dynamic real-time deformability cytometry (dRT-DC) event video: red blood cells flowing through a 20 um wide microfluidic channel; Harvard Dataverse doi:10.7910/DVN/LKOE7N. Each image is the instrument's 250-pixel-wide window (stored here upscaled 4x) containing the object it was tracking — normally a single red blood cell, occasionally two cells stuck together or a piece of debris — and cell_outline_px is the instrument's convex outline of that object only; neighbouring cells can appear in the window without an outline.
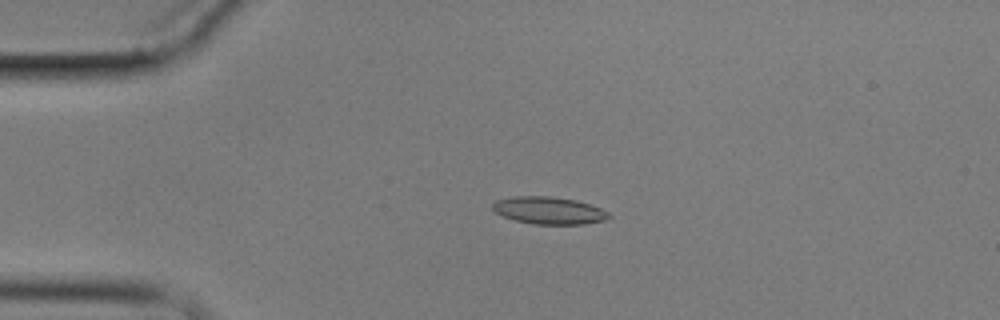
{"species": "common noctule bat (a hibernating species)", "species_latin": "Nyctalus noctula", "temperature_condition": "cold", "stored_images_in_passage": 5, "camera_frame_rate_fps": 3000, "um_per_image_px": 0.085, "animal": {"sex": "male", "body_mass_g": 17.9}, "frame": {"image": 1, "passage_image": 4, "time_ms": 4.0, "image_size_px": [1000, 320], "cell_outline_px": [[612, 216], [604, 220], [584, 224], [532, 224], [516, 220], [504, 216], [496, 212], [492, 208], [492, 204], [496, 200], [512, 196], [552, 196], [576, 200], [600, 208], [608, 212]], "centroid_in_image_um": [46.65, 17.88], "position_along_channel_um": 38.4, "area_um2": 18.44}}